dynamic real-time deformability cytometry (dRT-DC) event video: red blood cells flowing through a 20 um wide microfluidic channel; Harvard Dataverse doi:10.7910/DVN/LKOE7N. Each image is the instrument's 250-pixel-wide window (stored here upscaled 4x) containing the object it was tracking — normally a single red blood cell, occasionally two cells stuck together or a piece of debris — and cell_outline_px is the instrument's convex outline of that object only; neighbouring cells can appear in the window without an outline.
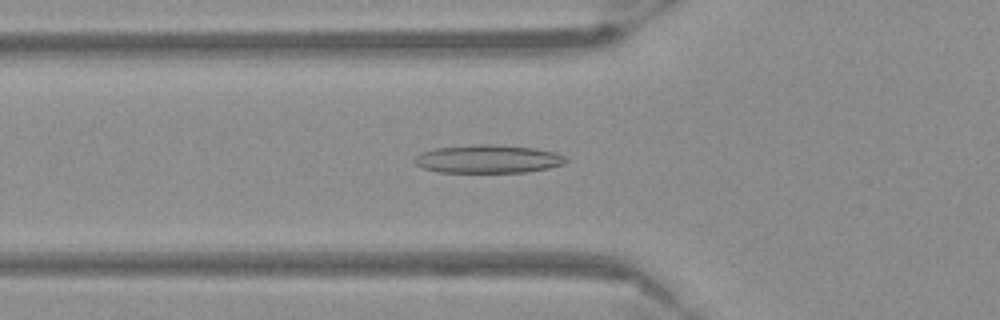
{"species": "Egyptian fruit bat (a non-hibernating species)", "species_latin": "Rousettus aegyptiacus", "temperature_condition": "warm", "stored_images_in_passage": 54, "camera_frame_rate_fps": 3000, "um_per_image_px": 0.085, "frame": {"image": 1, "passage_image": 19, "time_ms": 6.0, "image_size_px": [1000, 320], "cell_outline_px": [[568, 160], [564, 164], [548, 168], [524, 172], [436, 172], [424, 168], [416, 164], [416, 156], [420, 152], [436, 148], [472, 144], [496, 144], [536, 148], [556, 152], [564, 156]], "centroid_in_image_um": [41.51, 13.5], "position_along_channel_um": 84.3, "area_um2": 24.97}}
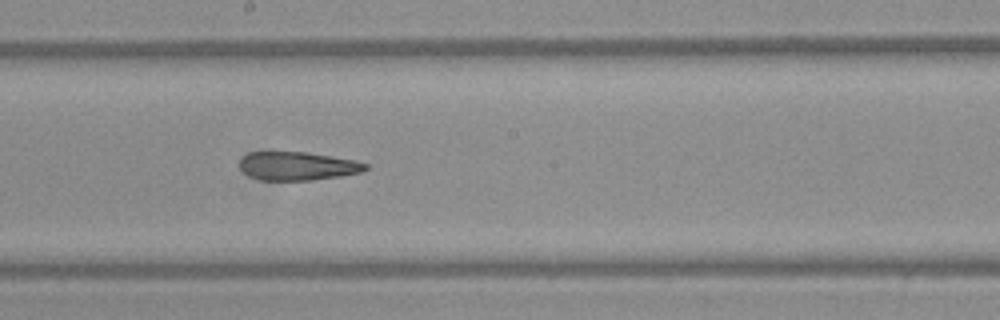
{"frame": {"image": 2, "passage_image": 30, "time_ms": 9.667, "image_size_px": [1000, 320], "cell_outline_px": [[368, 168], [360, 172], [340, 176], [312, 180], [260, 180], [248, 176], [240, 168], [240, 160], [248, 152], [308, 152], [356, 160], [368, 164]], "centroid_in_image_um": [25.29, 14.11], "position_along_channel_um": 222.9, "area_um2": 20.92}}
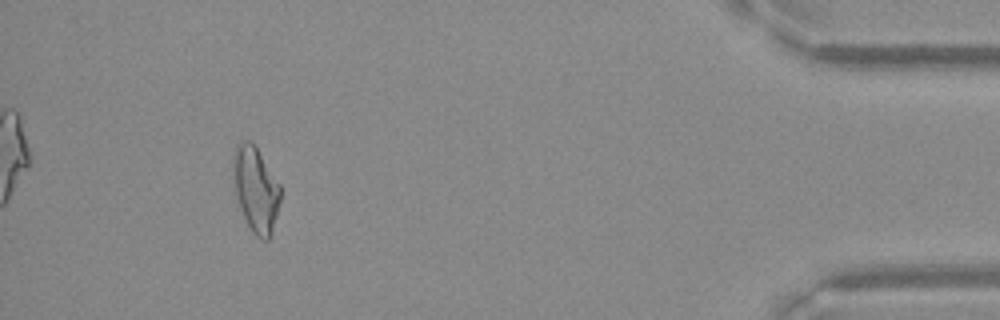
{"frame": {"image": 3, "passage_image": 50, "time_ms": 16.333, "image_size_px": [1000, 320], "cell_outline_px": [[280, 200], [272, 236], [268, 240], [264, 240], [256, 236], [252, 232], [240, 208], [236, 192], [232, 156], [236, 144], [240, 140], [252, 140], [280, 184]], "centroid_in_image_um": [21.75, 16.07], "position_along_channel_um": 413.4, "area_um2": 23.47}}